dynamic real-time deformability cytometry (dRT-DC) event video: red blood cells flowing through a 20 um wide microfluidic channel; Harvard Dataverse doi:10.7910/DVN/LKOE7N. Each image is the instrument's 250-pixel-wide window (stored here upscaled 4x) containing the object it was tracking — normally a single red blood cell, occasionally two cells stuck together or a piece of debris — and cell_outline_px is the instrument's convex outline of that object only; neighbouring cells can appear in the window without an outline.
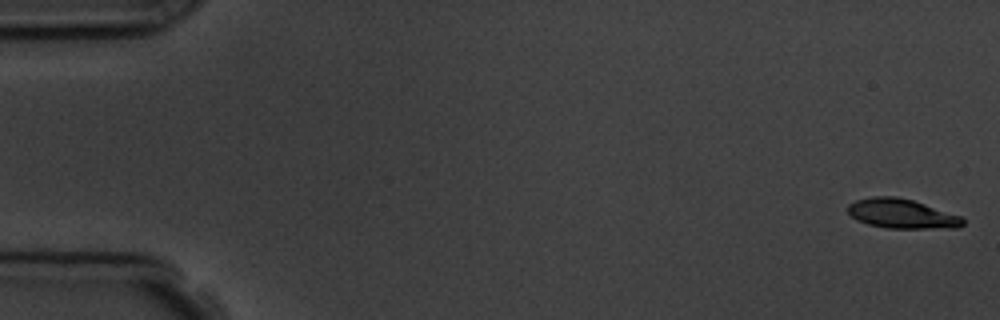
{"species": "common noctule bat (a hibernating species)", "species_latin": "Nyctalus noctula", "temperature_condition": "room temperature", "stored_images_in_passage": 6, "camera_frame_rate_fps": 3000, "um_per_image_px": 0.085, "animal": {"sex": "male", "body_mass_g": 19.5, "forearm_length_mm": 54.6}, "frame": {"image": 1, "passage_image": 1, "time_ms": 0.0, "image_size_px": [1000, 320], "cell_outline_px": [[964, 224], [956, 228], [884, 228], [868, 224], [856, 220], [848, 212], [848, 204], [856, 200], [872, 196], [896, 196], [912, 200], [964, 216]], "centroid_in_image_um": [76.67, 18.16], "position_along_channel_um": 8.3, "area_um2": 19.94}}
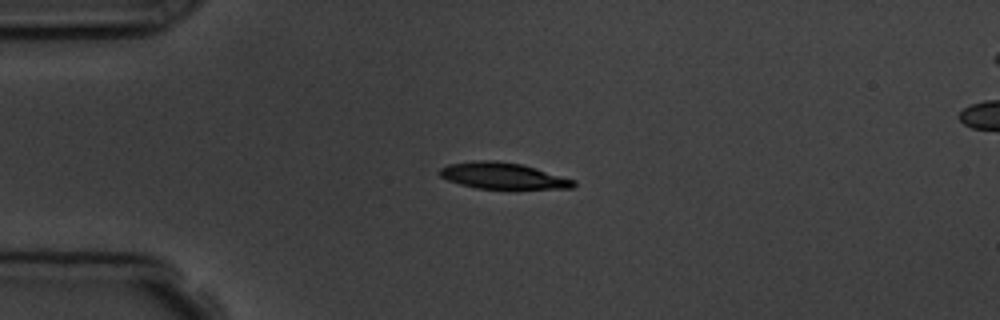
{"frame": {"image": 2, "passage_image": 4, "time_ms": 4.0, "image_size_px": [1000, 320], "cell_outline_px": [[576, 184], [572, 188], [516, 192], [476, 188], [460, 184], [448, 180], [440, 176], [440, 168], [448, 164], [476, 160], [492, 160], [520, 164], [536, 168], [576, 180]], "centroid_in_image_um": [42.83, 15.01], "position_along_channel_um": 42.2, "area_um2": 21.62}}